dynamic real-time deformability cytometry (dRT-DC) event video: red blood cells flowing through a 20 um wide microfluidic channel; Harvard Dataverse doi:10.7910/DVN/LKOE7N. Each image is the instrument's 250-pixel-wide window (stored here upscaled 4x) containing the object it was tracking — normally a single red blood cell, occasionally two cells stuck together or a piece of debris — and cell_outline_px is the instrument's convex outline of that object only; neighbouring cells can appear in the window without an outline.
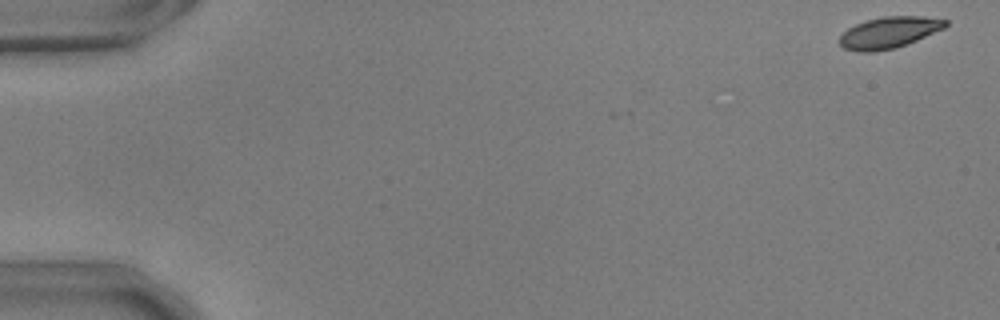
{"species": "common noctule bat (a hibernating species)", "species_latin": "Nyctalus noctula", "temperature_condition": "warm", "stored_images_in_passage": 8, "camera_frame_rate_fps": 3000, "um_per_image_px": 0.085, "animal": {"sex": "male", "body_mass_g": 17.9, "forearm_length_mm": 54.2}, "frame": {"image": 1, "passage_image": 1, "time_ms": 0.0, "image_size_px": [1000, 320], "cell_outline_px": [[948, 24], [944, 28], [916, 40], [896, 48], [876, 52], [856, 52], [844, 48], [840, 44], [840, 36], [848, 28], [856, 24], [868, 20], [884, 16], [920, 16], [948, 20]], "centroid_in_image_um": [75.55, 2.77], "position_along_channel_um": 9.4, "area_um2": 19.25}}